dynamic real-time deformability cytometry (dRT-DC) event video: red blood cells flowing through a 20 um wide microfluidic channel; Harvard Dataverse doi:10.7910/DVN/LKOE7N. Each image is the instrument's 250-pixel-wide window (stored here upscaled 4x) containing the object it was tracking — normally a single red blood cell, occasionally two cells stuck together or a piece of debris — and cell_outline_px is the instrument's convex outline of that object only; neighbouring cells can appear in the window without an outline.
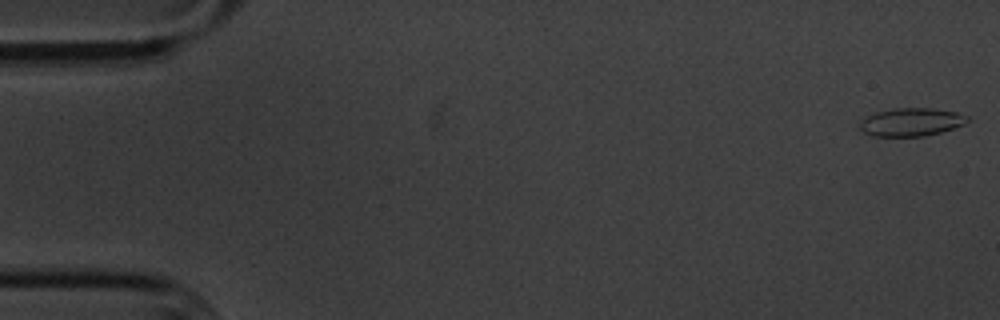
{"species": "common noctule bat (a hibernating species)", "species_latin": "Nyctalus noctula", "temperature_condition": "cold", "stored_images_in_passage": 6, "segment_of_instrument_passage": [2, 2], "camera_frame_rate_fps": 3000, "um_per_image_px": 0.085, "animal": {"sex": "male", "body_mass_g": 20.1, "forearm_length_mm": 53.5}, "frame": {"image": 1, "passage_image": 6, "time_ms": 6.667, "image_size_px": [1000, 320], "cell_outline_px": [[968, 120], [964, 124], [940, 132], [924, 136], [872, 136], [864, 132], [860, 128], [860, 120], [876, 112], [892, 108], [932, 108], [956, 112], [968, 116]], "centroid_in_image_um": [77.43, 10.37], "position_along_channel_um": 7.6, "area_um2": 17.51}}